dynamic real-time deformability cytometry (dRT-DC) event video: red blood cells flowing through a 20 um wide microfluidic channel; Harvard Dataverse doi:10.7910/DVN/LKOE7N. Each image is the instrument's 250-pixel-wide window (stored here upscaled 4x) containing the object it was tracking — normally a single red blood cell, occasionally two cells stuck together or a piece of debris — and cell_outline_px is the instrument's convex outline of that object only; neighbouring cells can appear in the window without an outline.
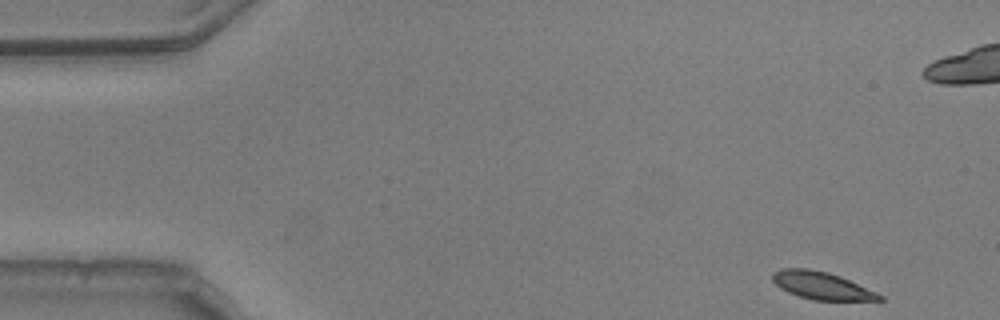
{"species": "common noctule bat (a hibernating species)", "species_latin": "Nyctalus noctula", "temperature_condition": "warm", "stored_images_in_passage": 52, "camera_frame_rate_fps": 3000, "um_per_image_px": 0.085, "animal": {"sex": "male", "body_mass_g": 20.5, "forearm_length_mm": 52.5}, "frame": {"image": 1, "passage_image": 1, "time_ms": 0.0, "image_size_px": [1000, 320], "cell_outline_px": [[884, 300], [812, 300], [788, 292], [780, 288], [772, 280], [772, 272], [780, 268], [808, 268], [828, 272], [840, 276], [876, 292], [884, 296]], "centroid_in_image_um": [69.81, 24.26], "position_along_channel_um": 15.2, "area_um2": 17.11}}
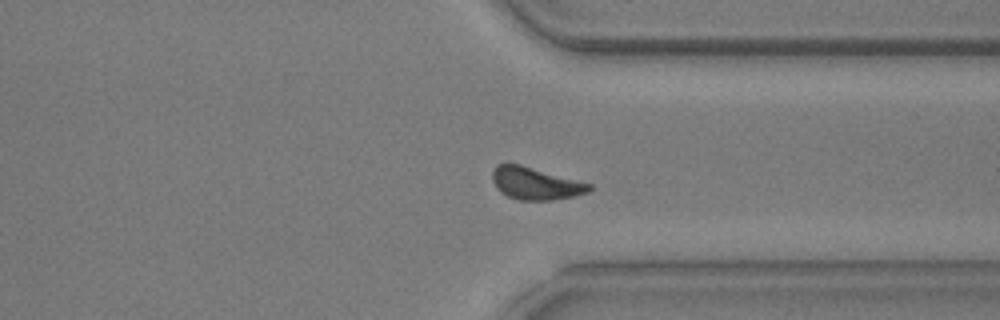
{"frame": {"image": 2, "passage_image": 38, "time_ms": 12.333, "image_size_px": [1000, 320], "cell_outline_px": [[592, 188], [588, 192], [572, 196], [552, 200], [520, 200], [508, 196], [500, 192], [496, 188], [492, 180], [492, 172], [496, 164], [504, 160], [508, 160], [592, 184]], "centroid_in_image_um": [45.44, 15.54], "position_along_channel_um": 366.0, "area_um2": 18.73}}
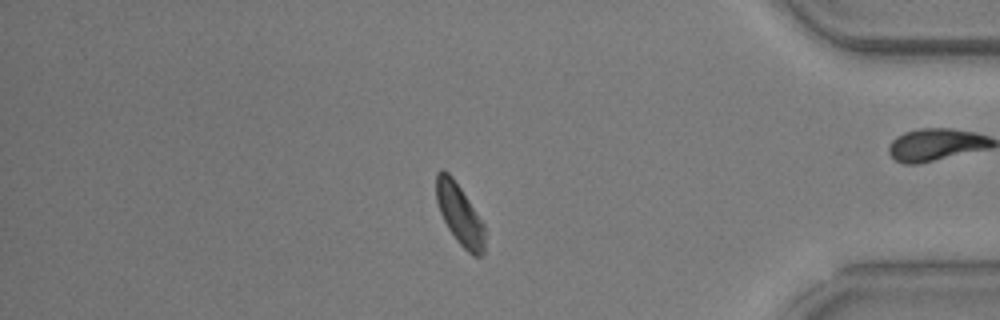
{"frame": {"image": 3, "passage_image": 43, "time_ms": 14.0, "image_size_px": [1000, 320], "cell_outline_px": [[484, 252], [480, 256], [472, 256], [456, 240], [448, 228], [440, 212], [436, 200], [436, 172], [440, 168], [448, 172], [452, 176], [484, 224]], "centroid_in_image_um": [39.05, 18.21], "position_along_channel_um": 396.2, "area_um2": 16.99}, "authors_computed_cell_mechanics": {"area_um2": 18.2359, "velocity_mm_per_s": 3.7264, "shape_relaxation_time_tau1_ms": 2.2926, "shape_relaxation_time_tau2_ms": null, "deformation_change_tau1": 0.1017, "deformation_change_tau2": null}}